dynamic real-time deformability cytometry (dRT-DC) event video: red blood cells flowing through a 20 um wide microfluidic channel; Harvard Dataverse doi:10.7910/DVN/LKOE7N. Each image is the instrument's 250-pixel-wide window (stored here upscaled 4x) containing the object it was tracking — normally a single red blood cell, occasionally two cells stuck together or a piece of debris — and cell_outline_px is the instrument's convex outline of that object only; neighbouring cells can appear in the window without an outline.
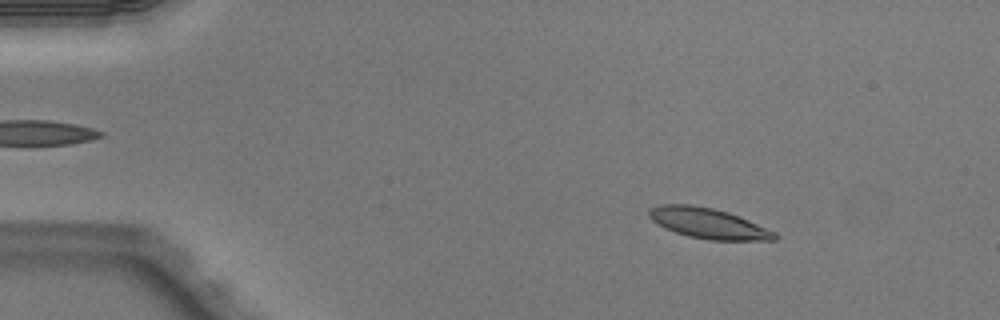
{"species": "Egyptian fruit bat (a non-hibernating species)", "species_latin": "Rousettus aegyptiacus", "temperature_condition": "warm", "stored_images_in_passage": 50, "camera_frame_rate_fps": 3000, "um_per_image_px": 0.085, "animal": {"sex": "male"}, "frame": {"image": 1, "passage_image": 7, "time_ms": 2.0, "image_size_px": [1000, 320], "cell_outline_px": [[780, 236], [776, 240], [708, 240], [688, 236], [664, 228], [652, 220], [648, 216], [648, 212], [652, 208], [660, 204], [692, 204], [712, 208], [728, 212], [748, 220], [776, 232]], "centroid_in_image_um": [60.21, 18.98], "position_along_channel_um": 24.8, "area_um2": 22.25}}
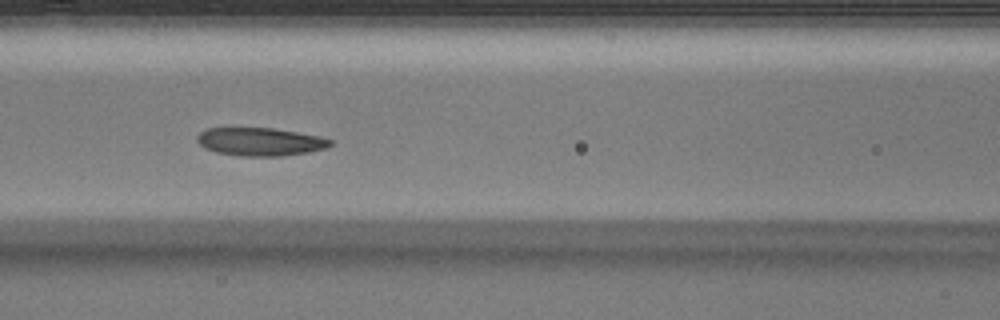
{"frame": {"image": 2, "passage_image": 22, "time_ms": 7.0, "image_size_px": [1000, 320], "cell_outline_px": [[332, 144], [328, 148], [308, 152], [284, 156], [240, 156], [216, 152], [204, 148], [196, 140], [196, 136], [200, 132], [208, 128], [272, 128], [320, 136], [332, 140]], "centroid_in_image_um": [22.12, 12.05], "position_along_channel_um": 144.5, "area_um2": 21.91}}
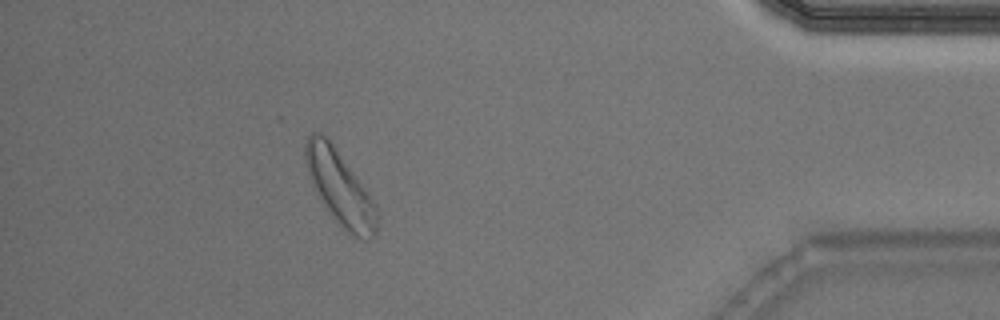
{"frame": {"image": 3, "passage_image": 45, "time_ms": 14.667, "image_size_px": [1000, 320], "cell_outline_px": [[376, 232], [372, 236], [364, 240], [344, 232], [336, 224], [308, 176], [304, 160], [304, 148], [308, 136], [312, 132], [320, 132], [328, 136], [368, 192], [376, 204]], "centroid_in_image_um": [28.86, 15.94], "position_along_channel_um": 406.3, "area_um2": 30.92}, "authors_computed_cell_mechanics": {"area_um2": 22.3686, "velocity_mm_per_s": 4.0059, "shape_relaxation_time_tau1_ms": 3.067, "shape_relaxation_time_tau2_ms": 2.8707, "deformation_change_tau1": 0.0991, "deformation_change_tau2": 0.0983}}